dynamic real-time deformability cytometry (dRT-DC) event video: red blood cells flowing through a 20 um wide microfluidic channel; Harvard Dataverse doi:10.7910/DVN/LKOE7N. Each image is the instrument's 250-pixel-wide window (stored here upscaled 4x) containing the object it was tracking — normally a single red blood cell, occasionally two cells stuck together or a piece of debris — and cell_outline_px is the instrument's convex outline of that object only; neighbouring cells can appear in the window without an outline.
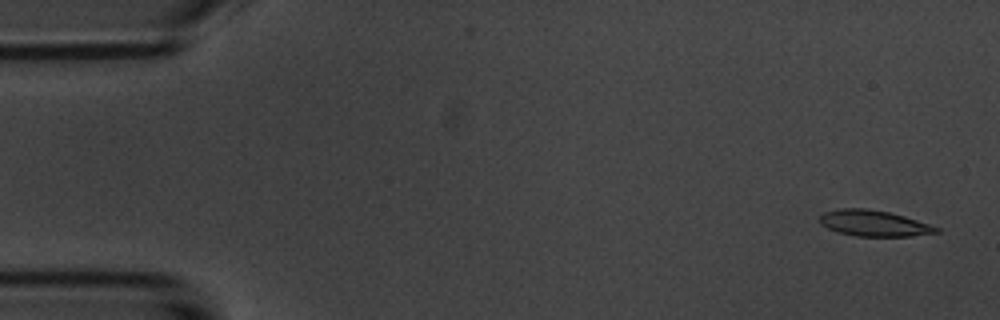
{"species": "common noctule bat (a hibernating species)", "species_latin": "Nyctalus noctula", "temperature_condition": "room temperature", "stored_images_in_passage": 5, "camera_frame_rate_fps": 3000, "um_per_image_px": 0.085, "animal": {"sex": "male", "body_mass_g": 20.1, "forearm_length_mm": 53.5}, "frame": {"image": 1, "passage_image": 1, "time_ms": 0.0, "image_size_px": [1000, 320], "cell_outline_px": [[940, 232], [912, 236], [856, 236], [836, 232], [820, 224], [820, 216], [824, 212], [840, 208], [864, 208], [888, 212], [904, 216], [940, 228]], "centroid_in_image_um": [74.26, 18.98], "position_along_channel_um": 10.7, "area_um2": 17.57}}
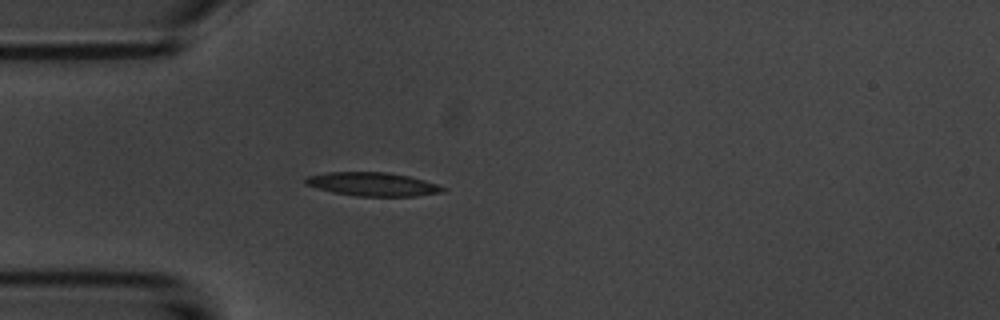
{"frame": {"image": 2, "passage_image": 5, "time_ms": 4.333, "image_size_px": [1000, 320], "cell_outline_px": [[448, 188], [444, 192], [416, 196], [356, 196], [332, 192], [304, 184], [304, 180], [308, 176], [328, 172], [384, 172], [408, 176], [424, 180]], "centroid_in_image_um": [31.69, 15.66], "position_along_channel_um": 53.3, "area_um2": 18.84}}